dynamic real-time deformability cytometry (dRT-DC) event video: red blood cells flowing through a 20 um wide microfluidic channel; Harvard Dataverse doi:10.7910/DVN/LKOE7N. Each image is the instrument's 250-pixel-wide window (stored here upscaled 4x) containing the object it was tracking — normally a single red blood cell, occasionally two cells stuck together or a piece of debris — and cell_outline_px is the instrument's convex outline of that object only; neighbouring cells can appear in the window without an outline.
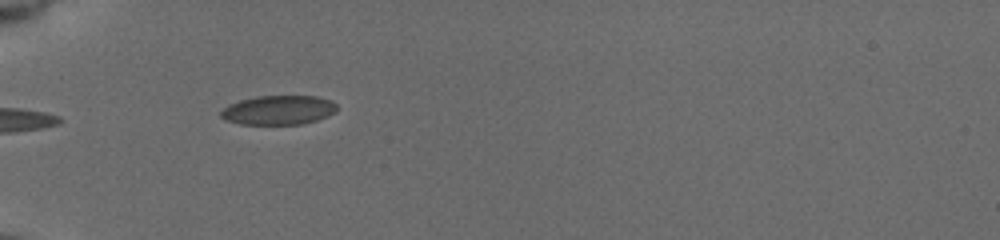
{"species": "common noctule bat (a hibernating species)", "species_latin": "Nyctalus noctula", "temperature_condition": "cold", "stored_images_in_passage": 22, "camera_frame_rate_fps": 3000, "um_per_image_px": 0.085, "animal": {"sex": "female", "body_mass_g": 19.5, "forearm_length_mm": 54.1}, "frame": {"image": 1, "passage_image": 1, "time_ms": 0.0, "image_size_px": [1000, 240], "cell_outline_px": [[336, 112], [328, 116], [316, 120], [300, 124], [240, 124], [224, 120], [220, 116], [220, 112], [228, 104], [240, 100], [256, 96], [316, 96], [332, 100], [336, 104]], "centroid_in_image_um": [23.66, 9.35], "position_along_channel_um": 61.3, "area_um2": 19.88}}